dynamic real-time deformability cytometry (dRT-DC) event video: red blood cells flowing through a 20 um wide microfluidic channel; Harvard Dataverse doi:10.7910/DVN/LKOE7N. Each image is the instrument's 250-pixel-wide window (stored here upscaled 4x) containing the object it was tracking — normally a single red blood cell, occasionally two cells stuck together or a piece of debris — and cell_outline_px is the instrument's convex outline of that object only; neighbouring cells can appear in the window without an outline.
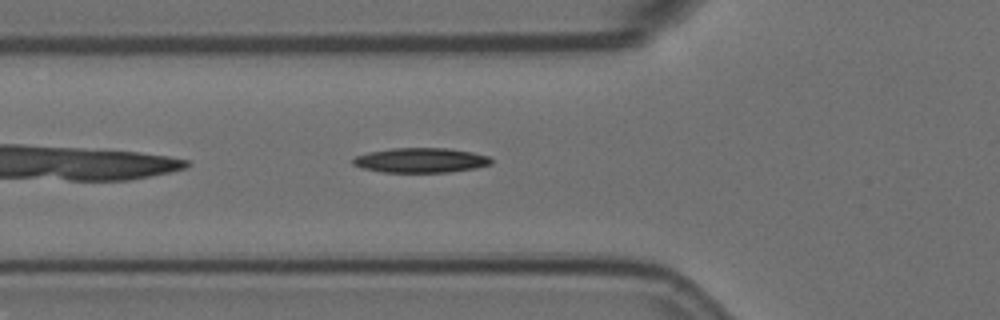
{"species": "Egyptian fruit bat (a non-hibernating species)", "species_latin": "Rousettus aegyptiacus", "temperature_condition": "room temperature", "stored_images_in_passage": 42, "camera_frame_rate_fps": 3000, "um_per_image_px": 0.085, "animal": {"sex": "female"}, "frame": {"image": 1, "passage_image": 4, "time_ms": 1.0, "image_size_px": [1000, 320], "cell_outline_px": [[492, 164], [476, 168], [448, 172], [384, 172], [360, 168], [352, 164], [352, 160], [356, 156], [368, 152], [392, 148], [448, 148], [472, 152], [488, 156], [492, 160]], "centroid_in_image_um": [35.75, 13.62], "position_along_channel_um": 90.0, "area_um2": 20.0}}
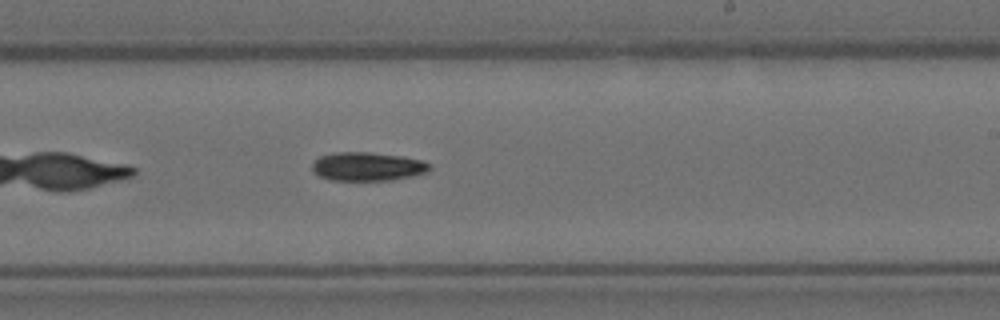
{"frame": {"image": 2, "passage_image": 18, "time_ms": 5.667, "image_size_px": [1000, 320], "cell_outline_px": [[432, 168], [428, 172], [412, 176], [392, 180], [328, 180], [320, 176], [312, 168], [312, 164], [320, 156], [336, 152], [368, 152], [400, 156], [424, 160]], "centroid_in_image_um": [31.26, 14.15], "position_along_channel_um": 257.7, "area_um2": 19.54}}
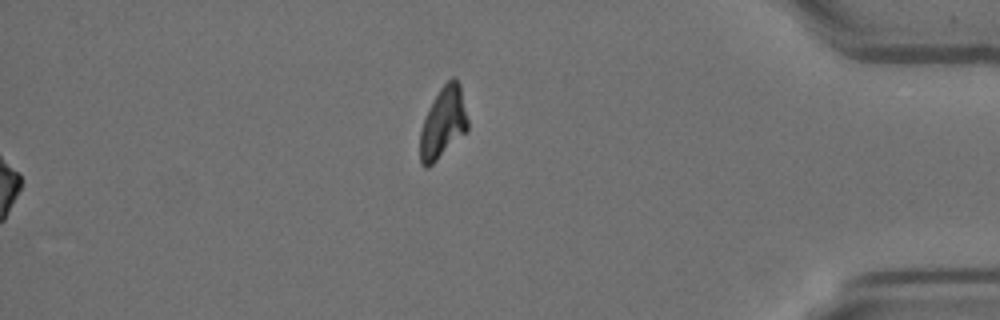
{"frame": {"image": 3, "passage_image": 42, "time_ms": 13.667, "image_size_px": [1000, 320], "cell_outline_px": [[468, 132], [428, 168], [424, 168], [420, 164], [420, 132], [424, 120], [440, 88], [452, 76], [456, 76], [460, 84], [468, 120]], "centroid_in_image_um": [37.69, 10.47], "position_along_channel_um": 397.5, "area_um2": 19.83}, "authors_computed_cell_mechanics": {"area_um2": 19.1318, "velocity_mm_per_s": 3.583, "shape_relaxation_time_tau1_ms": 9.53, "shape_relaxation_time_tau2_ms": null, "deformation_change_tau1": 0.2027, "deformation_change_tau2": null}}